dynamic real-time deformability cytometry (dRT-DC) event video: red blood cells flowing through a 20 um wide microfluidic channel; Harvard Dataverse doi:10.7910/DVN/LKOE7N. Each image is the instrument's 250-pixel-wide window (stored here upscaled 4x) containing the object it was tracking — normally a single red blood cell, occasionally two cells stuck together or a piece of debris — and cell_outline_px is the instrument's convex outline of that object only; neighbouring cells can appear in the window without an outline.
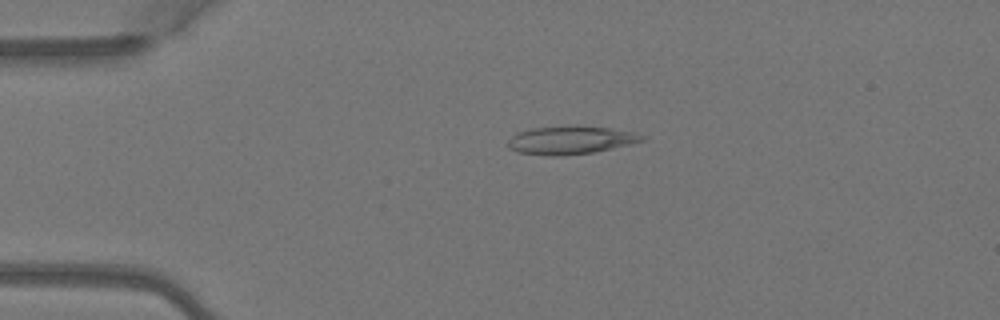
{"species": "Egyptian fruit bat (a non-hibernating species)", "species_latin": "Rousettus aegyptiacus", "temperature_condition": "warm", "stored_images_in_passage": 4, "camera_frame_rate_fps": 3000, "um_per_image_px": 0.085, "animal": {"sex": "female"}, "frame": {"image": 1, "passage_image": 3, "time_ms": 0.667, "image_size_px": [1000, 320], "cell_outline_px": [[648, 140], [612, 148], [592, 152], [560, 156], [552, 156], [516, 152], [508, 148], [504, 144], [516, 132], [532, 128], [576, 124], [612, 128], [636, 132], [644, 136]], "centroid_in_image_um": [48.49, 11.88], "position_along_channel_um": 36.5, "area_um2": 22.6}}